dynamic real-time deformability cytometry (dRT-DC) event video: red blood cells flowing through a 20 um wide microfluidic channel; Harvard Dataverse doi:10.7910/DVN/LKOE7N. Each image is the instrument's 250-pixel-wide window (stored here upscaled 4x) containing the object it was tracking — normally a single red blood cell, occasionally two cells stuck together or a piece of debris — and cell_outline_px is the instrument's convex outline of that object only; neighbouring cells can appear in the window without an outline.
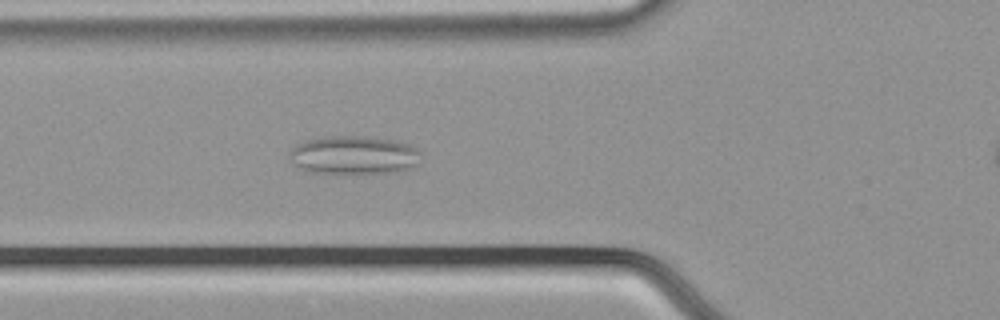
{"species": "common noctule bat (a hibernating species)", "species_latin": "Nyctalus noctula", "temperature_condition": "cold", "stored_images_in_passage": 50, "camera_frame_rate_fps": 3000, "um_per_image_px": 0.085, "animal": {"sex": "male", "body_mass_g": 21.5, "forearm_length_mm": 52.0}, "frame": {"image": 1, "passage_image": 21, "time_ms": 6.667, "image_size_px": [1000, 320], "cell_outline_px": [[420, 164], [412, 168], [396, 172], [304, 172], [296, 168], [292, 164], [288, 156], [288, 152], [296, 144], [308, 140], [324, 136], [364, 136], [396, 140], [408, 144], [416, 148], [420, 152]], "centroid_in_image_um": [30.05, 13.17], "position_along_channel_um": 95.8, "area_um2": 29.71}}
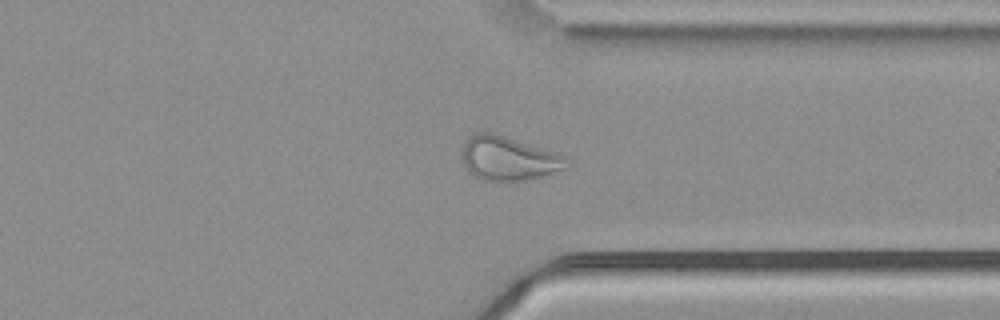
{"frame": {"image": 2, "passage_image": 43, "time_ms": 14.0, "image_size_px": [1000, 320], "cell_outline_px": [[568, 168], [544, 176], [528, 180], [508, 184], [496, 184], [472, 176], [464, 168], [464, 144], [468, 136], [480, 132], [496, 132], [564, 156]], "centroid_in_image_um": [43.19, 13.53], "position_along_channel_um": 368.2, "area_um2": 27.46}}
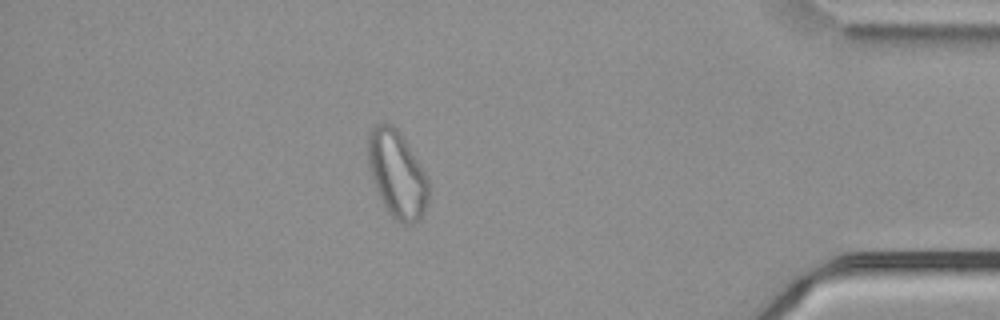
{"frame": {"image": 3, "passage_image": 49, "time_ms": 16.0, "image_size_px": [1000, 320], "cell_outline_px": [[428, 200], [424, 212], [412, 224], [404, 224], [396, 220], [388, 212], [372, 180], [368, 164], [368, 136], [372, 128], [376, 124], [392, 124], [400, 132], [424, 172], [428, 180]], "centroid_in_image_um": [33.74, 14.8], "position_along_channel_um": 401.5, "area_um2": 30.11}}